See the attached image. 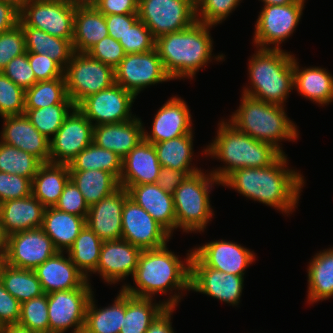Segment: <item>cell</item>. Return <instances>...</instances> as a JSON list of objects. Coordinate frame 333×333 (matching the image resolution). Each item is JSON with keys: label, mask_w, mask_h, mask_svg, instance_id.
I'll return each instance as SVG.
<instances>
[{"label": "cell", "mask_w": 333, "mask_h": 333, "mask_svg": "<svg viewBox=\"0 0 333 333\" xmlns=\"http://www.w3.org/2000/svg\"><path fill=\"white\" fill-rule=\"evenodd\" d=\"M287 161L286 154H282L270 166L237 169L221 185L235 189L251 200L290 214L299 203L300 192L305 183L301 173L288 169Z\"/></svg>", "instance_id": "obj_1"}, {"label": "cell", "mask_w": 333, "mask_h": 333, "mask_svg": "<svg viewBox=\"0 0 333 333\" xmlns=\"http://www.w3.org/2000/svg\"><path fill=\"white\" fill-rule=\"evenodd\" d=\"M186 262L181 261L167 245L158 249L142 250L133 276L137 287L123 285L129 295L153 298L156 293L163 295L170 290H190V261L193 250L188 251Z\"/></svg>", "instance_id": "obj_2"}, {"label": "cell", "mask_w": 333, "mask_h": 333, "mask_svg": "<svg viewBox=\"0 0 333 333\" xmlns=\"http://www.w3.org/2000/svg\"><path fill=\"white\" fill-rule=\"evenodd\" d=\"M218 125L215 140L203 153L227 164L211 171L220 183L237 169L270 166L282 155L272 144L253 139L229 121L223 119Z\"/></svg>", "instance_id": "obj_3"}, {"label": "cell", "mask_w": 333, "mask_h": 333, "mask_svg": "<svg viewBox=\"0 0 333 333\" xmlns=\"http://www.w3.org/2000/svg\"><path fill=\"white\" fill-rule=\"evenodd\" d=\"M207 25L196 21L192 26L178 32L168 33L156 39L166 73L172 80L192 79L200 68L212 59L213 40ZM206 64V65H205Z\"/></svg>", "instance_id": "obj_4"}, {"label": "cell", "mask_w": 333, "mask_h": 333, "mask_svg": "<svg viewBox=\"0 0 333 333\" xmlns=\"http://www.w3.org/2000/svg\"><path fill=\"white\" fill-rule=\"evenodd\" d=\"M249 60L251 87L243 89L244 95L270 104L284 106L287 96L294 88V56L282 49L257 47ZM253 88V89H252Z\"/></svg>", "instance_id": "obj_5"}, {"label": "cell", "mask_w": 333, "mask_h": 333, "mask_svg": "<svg viewBox=\"0 0 333 333\" xmlns=\"http://www.w3.org/2000/svg\"><path fill=\"white\" fill-rule=\"evenodd\" d=\"M240 101L229 122L239 131L258 141L270 143L285 154L279 142L286 139L295 141L299 136L297 127L286 115L285 106L266 103L244 94Z\"/></svg>", "instance_id": "obj_6"}, {"label": "cell", "mask_w": 333, "mask_h": 333, "mask_svg": "<svg viewBox=\"0 0 333 333\" xmlns=\"http://www.w3.org/2000/svg\"><path fill=\"white\" fill-rule=\"evenodd\" d=\"M200 171L188 175L173 193L176 229L183 232H203L214 212L210 205V190L213 184H221L210 172Z\"/></svg>", "instance_id": "obj_7"}, {"label": "cell", "mask_w": 333, "mask_h": 333, "mask_svg": "<svg viewBox=\"0 0 333 333\" xmlns=\"http://www.w3.org/2000/svg\"><path fill=\"white\" fill-rule=\"evenodd\" d=\"M68 97L77 107L84 99L115 83L114 69L87 53L74 52L64 69Z\"/></svg>", "instance_id": "obj_8"}, {"label": "cell", "mask_w": 333, "mask_h": 333, "mask_svg": "<svg viewBox=\"0 0 333 333\" xmlns=\"http://www.w3.org/2000/svg\"><path fill=\"white\" fill-rule=\"evenodd\" d=\"M138 18L157 39L192 26L197 21L196 4L193 0H139Z\"/></svg>", "instance_id": "obj_9"}, {"label": "cell", "mask_w": 333, "mask_h": 333, "mask_svg": "<svg viewBox=\"0 0 333 333\" xmlns=\"http://www.w3.org/2000/svg\"><path fill=\"white\" fill-rule=\"evenodd\" d=\"M305 0H296L287 5H266L262 7L255 24L254 44L258 48L280 49L299 24ZM275 45V46H274Z\"/></svg>", "instance_id": "obj_10"}, {"label": "cell", "mask_w": 333, "mask_h": 333, "mask_svg": "<svg viewBox=\"0 0 333 333\" xmlns=\"http://www.w3.org/2000/svg\"><path fill=\"white\" fill-rule=\"evenodd\" d=\"M75 12L76 7L66 0H31L20 12L18 24L72 39Z\"/></svg>", "instance_id": "obj_11"}, {"label": "cell", "mask_w": 333, "mask_h": 333, "mask_svg": "<svg viewBox=\"0 0 333 333\" xmlns=\"http://www.w3.org/2000/svg\"><path fill=\"white\" fill-rule=\"evenodd\" d=\"M93 294L88 281L80 288L60 290L47 294L49 331L83 333L86 308Z\"/></svg>", "instance_id": "obj_12"}, {"label": "cell", "mask_w": 333, "mask_h": 333, "mask_svg": "<svg viewBox=\"0 0 333 333\" xmlns=\"http://www.w3.org/2000/svg\"><path fill=\"white\" fill-rule=\"evenodd\" d=\"M114 73L115 83L135 96L149 85L172 80L156 48L149 52L126 54Z\"/></svg>", "instance_id": "obj_13"}, {"label": "cell", "mask_w": 333, "mask_h": 333, "mask_svg": "<svg viewBox=\"0 0 333 333\" xmlns=\"http://www.w3.org/2000/svg\"><path fill=\"white\" fill-rule=\"evenodd\" d=\"M135 99L132 92L114 83L110 88L84 99L77 108L93 126L121 123L135 118L131 113Z\"/></svg>", "instance_id": "obj_14"}, {"label": "cell", "mask_w": 333, "mask_h": 333, "mask_svg": "<svg viewBox=\"0 0 333 333\" xmlns=\"http://www.w3.org/2000/svg\"><path fill=\"white\" fill-rule=\"evenodd\" d=\"M93 142V124L74 107L56 134L49 140V162L69 164Z\"/></svg>", "instance_id": "obj_15"}, {"label": "cell", "mask_w": 333, "mask_h": 333, "mask_svg": "<svg viewBox=\"0 0 333 333\" xmlns=\"http://www.w3.org/2000/svg\"><path fill=\"white\" fill-rule=\"evenodd\" d=\"M192 250L190 267H212L237 276H244L245 269L255 260L252 251L225 240L211 241Z\"/></svg>", "instance_id": "obj_16"}, {"label": "cell", "mask_w": 333, "mask_h": 333, "mask_svg": "<svg viewBox=\"0 0 333 333\" xmlns=\"http://www.w3.org/2000/svg\"><path fill=\"white\" fill-rule=\"evenodd\" d=\"M172 235L129 197L122 210V239L141 250L158 249Z\"/></svg>", "instance_id": "obj_17"}, {"label": "cell", "mask_w": 333, "mask_h": 333, "mask_svg": "<svg viewBox=\"0 0 333 333\" xmlns=\"http://www.w3.org/2000/svg\"><path fill=\"white\" fill-rule=\"evenodd\" d=\"M58 250L43 229L35 228L9 236L4 262L10 266L34 270Z\"/></svg>", "instance_id": "obj_18"}, {"label": "cell", "mask_w": 333, "mask_h": 333, "mask_svg": "<svg viewBox=\"0 0 333 333\" xmlns=\"http://www.w3.org/2000/svg\"><path fill=\"white\" fill-rule=\"evenodd\" d=\"M244 276L221 272L212 267H190V290L216 298L230 305H238Z\"/></svg>", "instance_id": "obj_19"}, {"label": "cell", "mask_w": 333, "mask_h": 333, "mask_svg": "<svg viewBox=\"0 0 333 333\" xmlns=\"http://www.w3.org/2000/svg\"><path fill=\"white\" fill-rule=\"evenodd\" d=\"M139 247L124 239L103 241L97 270L102 279L109 284L125 280L130 274H135L138 258L141 253Z\"/></svg>", "instance_id": "obj_20"}, {"label": "cell", "mask_w": 333, "mask_h": 333, "mask_svg": "<svg viewBox=\"0 0 333 333\" xmlns=\"http://www.w3.org/2000/svg\"><path fill=\"white\" fill-rule=\"evenodd\" d=\"M129 197L124 187H119L109 196L89 207L86 225L102 241L122 239V210Z\"/></svg>", "instance_id": "obj_21"}, {"label": "cell", "mask_w": 333, "mask_h": 333, "mask_svg": "<svg viewBox=\"0 0 333 333\" xmlns=\"http://www.w3.org/2000/svg\"><path fill=\"white\" fill-rule=\"evenodd\" d=\"M191 116L182 98L171 97L155 114L151 134L144 129V139L154 144L193 133Z\"/></svg>", "instance_id": "obj_22"}, {"label": "cell", "mask_w": 333, "mask_h": 333, "mask_svg": "<svg viewBox=\"0 0 333 333\" xmlns=\"http://www.w3.org/2000/svg\"><path fill=\"white\" fill-rule=\"evenodd\" d=\"M3 131L1 142L26 151L38 158L42 163L49 162V139L41 134L25 114L2 117Z\"/></svg>", "instance_id": "obj_23"}, {"label": "cell", "mask_w": 333, "mask_h": 333, "mask_svg": "<svg viewBox=\"0 0 333 333\" xmlns=\"http://www.w3.org/2000/svg\"><path fill=\"white\" fill-rule=\"evenodd\" d=\"M64 252L58 251L34 269L45 294L82 287L88 279Z\"/></svg>", "instance_id": "obj_24"}, {"label": "cell", "mask_w": 333, "mask_h": 333, "mask_svg": "<svg viewBox=\"0 0 333 333\" xmlns=\"http://www.w3.org/2000/svg\"><path fill=\"white\" fill-rule=\"evenodd\" d=\"M161 165L152 143L145 139L122 159L120 186L156 183Z\"/></svg>", "instance_id": "obj_25"}, {"label": "cell", "mask_w": 333, "mask_h": 333, "mask_svg": "<svg viewBox=\"0 0 333 333\" xmlns=\"http://www.w3.org/2000/svg\"><path fill=\"white\" fill-rule=\"evenodd\" d=\"M124 187L137 205L147 211L171 235L176 229V215L173 194L165 192L157 183Z\"/></svg>", "instance_id": "obj_26"}, {"label": "cell", "mask_w": 333, "mask_h": 333, "mask_svg": "<svg viewBox=\"0 0 333 333\" xmlns=\"http://www.w3.org/2000/svg\"><path fill=\"white\" fill-rule=\"evenodd\" d=\"M144 128L138 117L121 123L96 125L93 126V142L123 159L144 139Z\"/></svg>", "instance_id": "obj_27"}, {"label": "cell", "mask_w": 333, "mask_h": 333, "mask_svg": "<svg viewBox=\"0 0 333 333\" xmlns=\"http://www.w3.org/2000/svg\"><path fill=\"white\" fill-rule=\"evenodd\" d=\"M45 207L32 194L21 198L4 201L0 204V218L7 234L40 228Z\"/></svg>", "instance_id": "obj_28"}, {"label": "cell", "mask_w": 333, "mask_h": 333, "mask_svg": "<svg viewBox=\"0 0 333 333\" xmlns=\"http://www.w3.org/2000/svg\"><path fill=\"white\" fill-rule=\"evenodd\" d=\"M180 293L167 299L153 303V298L136 297L125 292V317L119 333H146L150 324L167 307H176L180 301Z\"/></svg>", "instance_id": "obj_29"}, {"label": "cell", "mask_w": 333, "mask_h": 333, "mask_svg": "<svg viewBox=\"0 0 333 333\" xmlns=\"http://www.w3.org/2000/svg\"><path fill=\"white\" fill-rule=\"evenodd\" d=\"M85 225L86 218L47 207L41 228L51 238L55 248L64 252L73 245Z\"/></svg>", "instance_id": "obj_30"}, {"label": "cell", "mask_w": 333, "mask_h": 333, "mask_svg": "<svg viewBox=\"0 0 333 333\" xmlns=\"http://www.w3.org/2000/svg\"><path fill=\"white\" fill-rule=\"evenodd\" d=\"M297 59L293 60L294 89L300 95L319 105L333 102V76L321 67L299 69Z\"/></svg>", "instance_id": "obj_31"}, {"label": "cell", "mask_w": 333, "mask_h": 333, "mask_svg": "<svg viewBox=\"0 0 333 333\" xmlns=\"http://www.w3.org/2000/svg\"><path fill=\"white\" fill-rule=\"evenodd\" d=\"M107 36L104 14L95 7H76L72 38L74 52L86 53Z\"/></svg>", "instance_id": "obj_32"}, {"label": "cell", "mask_w": 333, "mask_h": 333, "mask_svg": "<svg viewBox=\"0 0 333 333\" xmlns=\"http://www.w3.org/2000/svg\"><path fill=\"white\" fill-rule=\"evenodd\" d=\"M69 179L68 164L42 163L32 179V195L45 208L54 207Z\"/></svg>", "instance_id": "obj_33"}, {"label": "cell", "mask_w": 333, "mask_h": 333, "mask_svg": "<svg viewBox=\"0 0 333 333\" xmlns=\"http://www.w3.org/2000/svg\"><path fill=\"white\" fill-rule=\"evenodd\" d=\"M93 297L87 304L83 333H119L125 317V291L121 288L114 303L101 309Z\"/></svg>", "instance_id": "obj_34"}, {"label": "cell", "mask_w": 333, "mask_h": 333, "mask_svg": "<svg viewBox=\"0 0 333 333\" xmlns=\"http://www.w3.org/2000/svg\"><path fill=\"white\" fill-rule=\"evenodd\" d=\"M27 53L47 55L63 69L74 54L72 39H63L34 27H22Z\"/></svg>", "instance_id": "obj_35"}, {"label": "cell", "mask_w": 333, "mask_h": 333, "mask_svg": "<svg viewBox=\"0 0 333 333\" xmlns=\"http://www.w3.org/2000/svg\"><path fill=\"white\" fill-rule=\"evenodd\" d=\"M308 302L327 300L333 296V247L320 251L308 266Z\"/></svg>", "instance_id": "obj_36"}, {"label": "cell", "mask_w": 333, "mask_h": 333, "mask_svg": "<svg viewBox=\"0 0 333 333\" xmlns=\"http://www.w3.org/2000/svg\"><path fill=\"white\" fill-rule=\"evenodd\" d=\"M70 179L78 187L89 207L120 187L118 179L104 170L70 171Z\"/></svg>", "instance_id": "obj_37"}, {"label": "cell", "mask_w": 333, "mask_h": 333, "mask_svg": "<svg viewBox=\"0 0 333 333\" xmlns=\"http://www.w3.org/2000/svg\"><path fill=\"white\" fill-rule=\"evenodd\" d=\"M193 133L154 143L161 167L184 170L188 175L200 171L191 166L193 154Z\"/></svg>", "instance_id": "obj_38"}, {"label": "cell", "mask_w": 333, "mask_h": 333, "mask_svg": "<svg viewBox=\"0 0 333 333\" xmlns=\"http://www.w3.org/2000/svg\"><path fill=\"white\" fill-rule=\"evenodd\" d=\"M0 281L20 303L44 294L41 283L32 269L13 267L3 261L0 266Z\"/></svg>", "instance_id": "obj_39"}, {"label": "cell", "mask_w": 333, "mask_h": 333, "mask_svg": "<svg viewBox=\"0 0 333 333\" xmlns=\"http://www.w3.org/2000/svg\"><path fill=\"white\" fill-rule=\"evenodd\" d=\"M103 241L87 225L81 230L73 245L65 251L76 268L86 276L94 273L100 259V250Z\"/></svg>", "instance_id": "obj_40"}, {"label": "cell", "mask_w": 333, "mask_h": 333, "mask_svg": "<svg viewBox=\"0 0 333 333\" xmlns=\"http://www.w3.org/2000/svg\"><path fill=\"white\" fill-rule=\"evenodd\" d=\"M69 171L104 170L118 180L122 172V158L113 151L101 148L92 142L69 164Z\"/></svg>", "instance_id": "obj_41"}, {"label": "cell", "mask_w": 333, "mask_h": 333, "mask_svg": "<svg viewBox=\"0 0 333 333\" xmlns=\"http://www.w3.org/2000/svg\"><path fill=\"white\" fill-rule=\"evenodd\" d=\"M25 109H39L56 104H73L67 95L65 77L38 81L25 90Z\"/></svg>", "instance_id": "obj_42"}, {"label": "cell", "mask_w": 333, "mask_h": 333, "mask_svg": "<svg viewBox=\"0 0 333 333\" xmlns=\"http://www.w3.org/2000/svg\"><path fill=\"white\" fill-rule=\"evenodd\" d=\"M41 164L32 154L0 141V172L32 180Z\"/></svg>", "instance_id": "obj_43"}, {"label": "cell", "mask_w": 333, "mask_h": 333, "mask_svg": "<svg viewBox=\"0 0 333 333\" xmlns=\"http://www.w3.org/2000/svg\"><path fill=\"white\" fill-rule=\"evenodd\" d=\"M74 107V104H56L39 109H25L24 114L31 124L50 140Z\"/></svg>", "instance_id": "obj_44"}, {"label": "cell", "mask_w": 333, "mask_h": 333, "mask_svg": "<svg viewBox=\"0 0 333 333\" xmlns=\"http://www.w3.org/2000/svg\"><path fill=\"white\" fill-rule=\"evenodd\" d=\"M18 324L36 333L49 331L47 294L21 303Z\"/></svg>", "instance_id": "obj_45"}, {"label": "cell", "mask_w": 333, "mask_h": 333, "mask_svg": "<svg viewBox=\"0 0 333 333\" xmlns=\"http://www.w3.org/2000/svg\"><path fill=\"white\" fill-rule=\"evenodd\" d=\"M24 98L25 91L0 72V116L24 114Z\"/></svg>", "instance_id": "obj_46"}, {"label": "cell", "mask_w": 333, "mask_h": 333, "mask_svg": "<svg viewBox=\"0 0 333 333\" xmlns=\"http://www.w3.org/2000/svg\"><path fill=\"white\" fill-rule=\"evenodd\" d=\"M241 0H200L196 4L197 21L207 25L222 23Z\"/></svg>", "instance_id": "obj_47"}, {"label": "cell", "mask_w": 333, "mask_h": 333, "mask_svg": "<svg viewBox=\"0 0 333 333\" xmlns=\"http://www.w3.org/2000/svg\"><path fill=\"white\" fill-rule=\"evenodd\" d=\"M126 54L144 53L155 49L156 39L153 37L149 28L138 20L124 37L119 40Z\"/></svg>", "instance_id": "obj_48"}, {"label": "cell", "mask_w": 333, "mask_h": 333, "mask_svg": "<svg viewBox=\"0 0 333 333\" xmlns=\"http://www.w3.org/2000/svg\"><path fill=\"white\" fill-rule=\"evenodd\" d=\"M25 53H27L25 37L19 24L0 34V72L13 58Z\"/></svg>", "instance_id": "obj_49"}, {"label": "cell", "mask_w": 333, "mask_h": 333, "mask_svg": "<svg viewBox=\"0 0 333 333\" xmlns=\"http://www.w3.org/2000/svg\"><path fill=\"white\" fill-rule=\"evenodd\" d=\"M32 194V180L15 174L0 172V204Z\"/></svg>", "instance_id": "obj_50"}, {"label": "cell", "mask_w": 333, "mask_h": 333, "mask_svg": "<svg viewBox=\"0 0 333 333\" xmlns=\"http://www.w3.org/2000/svg\"><path fill=\"white\" fill-rule=\"evenodd\" d=\"M92 58L115 69L124 59L126 53L119 41L107 36L91 47L87 52Z\"/></svg>", "instance_id": "obj_51"}, {"label": "cell", "mask_w": 333, "mask_h": 333, "mask_svg": "<svg viewBox=\"0 0 333 333\" xmlns=\"http://www.w3.org/2000/svg\"><path fill=\"white\" fill-rule=\"evenodd\" d=\"M54 207L60 211L81 216L83 218H86L89 212V206L85 202L82 193L71 179L66 183L63 192Z\"/></svg>", "instance_id": "obj_52"}, {"label": "cell", "mask_w": 333, "mask_h": 333, "mask_svg": "<svg viewBox=\"0 0 333 333\" xmlns=\"http://www.w3.org/2000/svg\"><path fill=\"white\" fill-rule=\"evenodd\" d=\"M2 73L24 91L38 82L30 66L27 53L13 58Z\"/></svg>", "instance_id": "obj_53"}, {"label": "cell", "mask_w": 333, "mask_h": 333, "mask_svg": "<svg viewBox=\"0 0 333 333\" xmlns=\"http://www.w3.org/2000/svg\"><path fill=\"white\" fill-rule=\"evenodd\" d=\"M30 66L37 81L64 77V69L47 55L27 53Z\"/></svg>", "instance_id": "obj_54"}, {"label": "cell", "mask_w": 333, "mask_h": 333, "mask_svg": "<svg viewBox=\"0 0 333 333\" xmlns=\"http://www.w3.org/2000/svg\"><path fill=\"white\" fill-rule=\"evenodd\" d=\"M21 303L13 297L0 281V328L18 324Z\"/></svg>", "instance_id": "obj_55"}, {"label": "cell", "mask_w": 333, "mask_h": 333, "mask_svg": "<svg viewBox=\"0 0 333 333\" xmlns=\"http://www.w3.org/2000/svg\"><path fill=\"white\" fill-rule=\"evenodd\" d=\"M139 20L138 14L105 15L109 36L119 41L125 33Z\"/></svg>", "instance_id": "obj_56"}, {"label": "cell", "mask_w": 333, "mask_h": 333, "mask_svg": "<svg viewBox=\"0 0 333 333\" xmlns=\"http://www.w3.org/2000/svg\"><path fill=\"white\" fill-rule=\"evenodd\" d=\"M139 0H98L95 8L104 15L138 14Z\"/></svg>", "instance_id": "obj_57"}, {"label": "cell", "mask_w": 333, "mask_h": 333, "mask_svg": "<svg viewBox=\"0 0 333 333\" xmlns=\"http://www.w3.org/2000/svg\"><path fill=\"white\" fill-rule=\"evenodd\" d=\"M187 177L188 174L184 170L161 167L156 183L165 192L173 194Z\"/></svg>", "instance_id": "obj_58"}, {"label": "cell", "mask_w": 333, "mask_h": 333, "mask_svg": "<svg viewBox=\"0 0 333 333\" xmlns=\"http://www.w3.org/2000/svg\"><path fill=\"white\" fill-rule=\"evenodd\" d=\"M176 307L167 306L150 324L146 333H174L171 315Z\"/></svg>", "instance_id": "obj_59"}, {"label": "cell", "mask_w": 333, "mask_h": 333, "mask_svg": "<svg viewBox=\"0 0 333 333\" xmlns=\"http://www.w3.org/2000/svg\"><path fill=\"white\" fill-rule=\"evenodd\" d=\"M19 15L11 5L0 1V34L14 28L19 23Z\"/></svg>", "instance_id": "obj_60"}, {"label": "cell", "mask_w": 333, "mask_h": 333, "mask_svg": "<svg viewBox=\"0 0 333 333\" xmlns=\"http://www.w3.org/2000/svg\"><path fill=\"white\" fill-rule=\"evenodd\" d=\"M9 235L0 218V255L4 258L8 250Z\"/></svg>", "instance_id": "obj_61"}, {"label": "cell", "mask_w": 333, "mask_h": 333, "mask_svg": "<svg viewBox=\"0 0 333 333\" xmlns=\"http://www.w3.org/2000/svg\"><path fill=\"white\" fill-rule=\"evenodd\" d=\"M0 333H36L29 328L20 326L19 324L8 325L0 328Z\"/></svg>", "instance_id": "obj_62"}, {"label": "cell", "mask_w": 333, "mask_h": 333, "mask_svg": "<svg viewBox=\"0 0 333 333\" xmlns=\"http://www.w3.org/2000/svg\"><path fill=\"white\" fill-rule=\"evenodd\" d=\"M0 1H3L11 5L15 10H17L20 13L31 0H0Z\"/></svg>", "instance_id": "obj_63"}, {"label": "cell", "mask_w": 333, "mask_h": 333, "mask_svg": "<svg viewBox=\"0 0 333 333\" xmlns=\"http://www.w3.org/2000/svg\"><path fill=\"white\" fill-rule=\"evenodd\" d=\"M74 7H94L98 0H66Z\"/></svg>", "instance_id": "obj_64"}, {"label": "cell", "mask_w": 333, "mask_h": 333, "mask_svg": "<svg viewBox=\"0 0 333 333\" xmlns=\"http://www.w3.org/2000/svg\"><path fill=\"white\" fill-rule=\"evenodd\" d=\"M261 1L264 2L263 6H266V5H287L294 3L296 0H261Z\"/></svg>", "instance_id": "obj_65"}, {"label": "cell", "mask_w": 333, "mask_h": 333, "mask_svg": "<svg viewBox=\"0 0 333 333\" xmlns=\"http://www.w3.org/2000/svg\"><path fill=\"white\" fill-rule=\"evenodd\" d=\"M3 261H4V258L0 255V266H1Z\"/></svg>", "instance_id": "obj_66"}, {"label": "cell", "mask_w": 333, "mask_h": 333, "mask_svg": "<svg viewBox=\"0 0 333 333\" xmlns=\"http://www.w3.org/2000/svg\"><path fill=\"white\" fill-rule=\"evenodd\" d=\"M40 333H59V332L48 331V332H40Z\"/></svg>", "instance_id": "obj_67"}, {"label": "cell", "mask_w": 333, "mask_h": 333, "mask_svg": "<svg viewBox=\"0 0 333 333\" xmlns=\"http://www.w3.org/2000/svg\"><path fill=\"white\" fill-rule=\"evenodd\" d=\"M195 4H197L200 0H193Z\"/></svg>", "instance_id": "obj_68"}]
</instances>
